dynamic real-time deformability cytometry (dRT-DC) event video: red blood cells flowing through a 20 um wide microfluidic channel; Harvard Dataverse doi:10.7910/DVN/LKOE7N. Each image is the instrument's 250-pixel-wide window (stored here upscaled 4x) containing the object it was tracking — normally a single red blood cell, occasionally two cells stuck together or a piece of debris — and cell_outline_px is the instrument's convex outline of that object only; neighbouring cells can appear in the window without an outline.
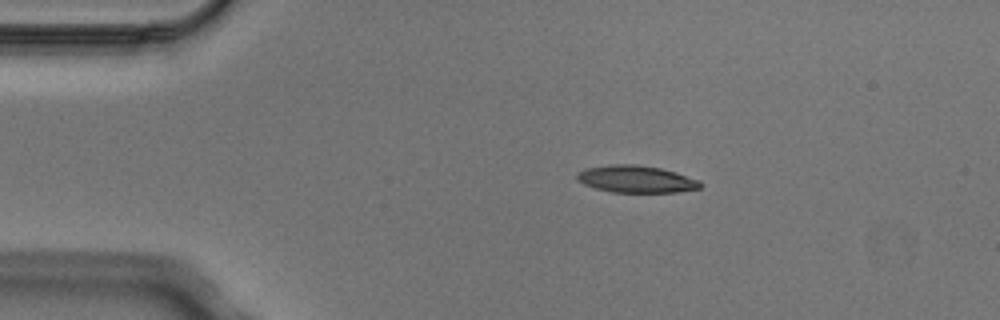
{"species": "Egyptian fruit bat (a non-hibernating species)", "species_latin": "Rousettus aegyptiacus", "temperature_condition": "cold", "stored_images_in_passage": 4, "camera_frame_rate_fps": 3000, "um_per_image_px": 0.085, "animal": {"sex": "male"}, "frame": {"image": 1, "passage_image": 1, "time_ms": 0.0, "image_size_px": [1000, 320], "cell_outline_px": [[704, 184], [700, 188], [676, 192], [612, 192], [596, 188], [584, 184], [576, 180], [576, 172], [584, 168], [612, 164], [636, 164], [660, 168], [676, 172], [700, 180]], "centroid_in_image_um": [54.06, 15.21], "position_along_channel_um": 30.9, "area_um2": 19.65}}
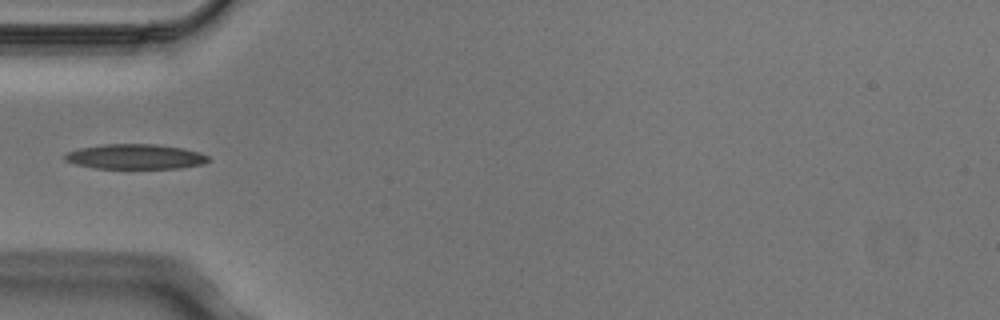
{"frame": {"image": 2, "passage_image": 3, "time_ms": 0.667, "image_size_px": [1000, 320], "cell_outline_px": [[212, 160], [204, 164], [180, 168], [96, 168], [76, 164], [64, 160], [64, 152], [80, 148], [104, 144], [156, 144], [184, 148], [200, 152], [208, 156]], "centroid_in_image_um": [11.53, 13.31], "position_along_channel_um": 73.5, "area_um2": 21.04}}
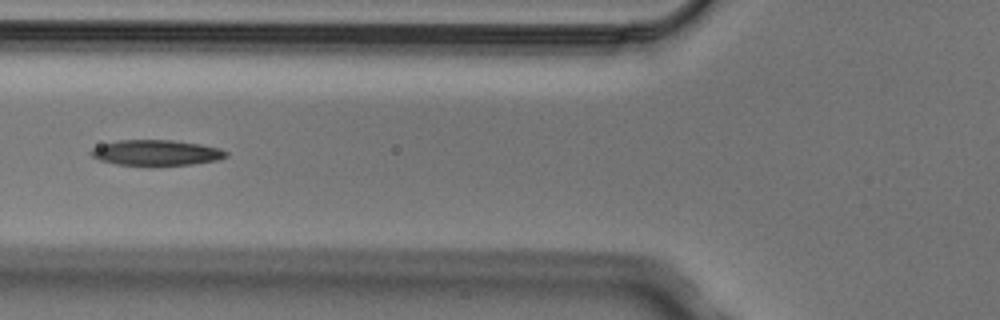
{"frame": {"image": 3, "passage_image": 4, "time_ms": 1.0, "image_size_px": [1000, 320], "cell_outline_px": [[228, 156], [216, 160], [192, 164], [116, 164], [100, 160], [92, 156], [88, 152], [92, 148], [116, 140], [172, 140], [200, 144], [220, 148], [228, 152]], "centroid_in_image_um": [13.28, 12.96], "position_along_channel_um": 112.5, "area_um2": 19.71}}